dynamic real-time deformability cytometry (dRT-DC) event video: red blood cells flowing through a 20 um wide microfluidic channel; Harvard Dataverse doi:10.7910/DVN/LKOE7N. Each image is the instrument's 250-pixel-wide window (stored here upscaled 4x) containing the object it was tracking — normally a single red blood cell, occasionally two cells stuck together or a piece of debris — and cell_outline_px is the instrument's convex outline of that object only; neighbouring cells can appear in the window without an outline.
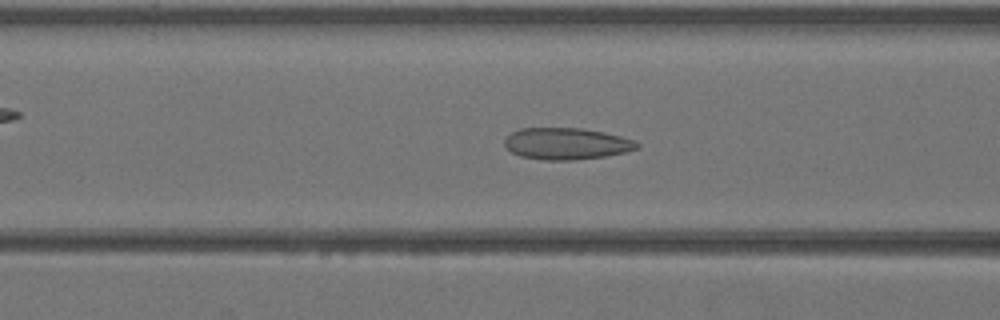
{"species": "Egyptian fruit bat (a non-hibernating species)", "species_latin": "Rousettus aegyptiacus", "temperature_condition": "warm", "stored_images_in_passage": 39, "camera_frame_rate_fps": 3000, "um_per_image_px": 0.085, "animal": {"sex": "female"}, "frame": {"image": 1, "passage_image": 13, "time_ms": 4.0, "image_size_px": [1000, 320], "cell_outline_px": [[640, 148], [624, 152], [604, 156], [576, 160], [544, 160], [520, 156], [512, 152], [504, 144], [504, 140], [512, 132], [520, 128], [584, 128], [604, 132], [636, 140], [640, 144]], "centroid_in_image_um": [48.18, 12.21], "position_along_channel_um": 118.4, "area_um2": 24.51}}
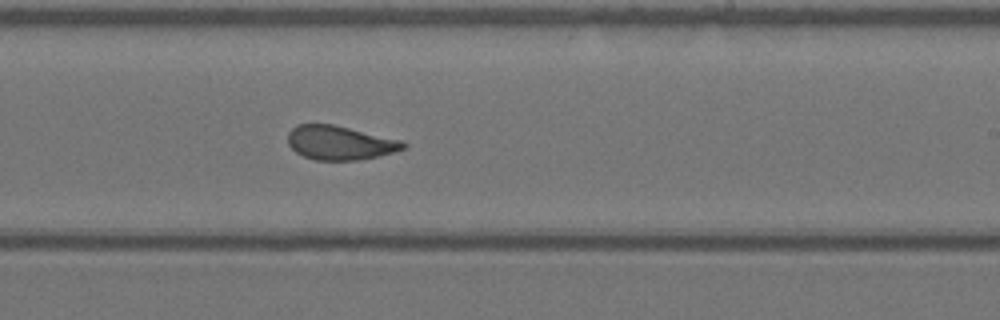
{"frame": {"image": 2, "passage_image": 22, "time_ms": 7.0, "image_size_px": [1000, 320], "cell_outline_px": [[408, 148], [376, 156], [356, 160], [316, 160], [304, 156], [296, 152], [288, 144], [288, 132], [296, 124], [332, 124], [400, 140], [408, 144]], "centroid_in_image_um": [28.87, 12.13], "position_along_channel_um": 260.1, "area_um2": 22.66}}
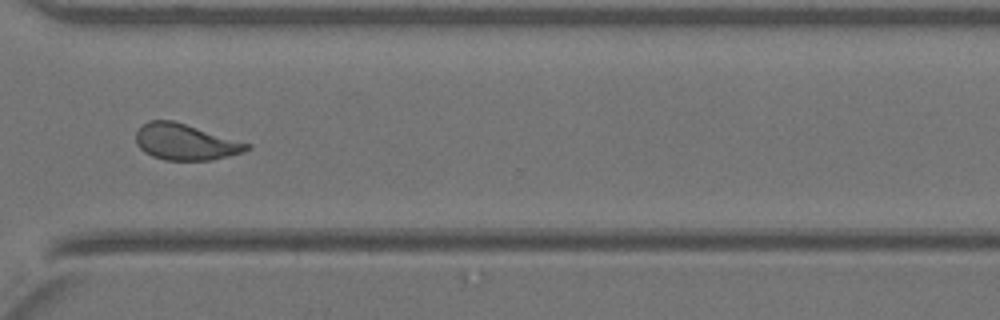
{"frame": {"image": 3, "passage_image": 28, "time_ms": 9.0, "image_size_px": [1000, 320], "cell_outline_px": [[252, 148], [244, 152], [212, 160], [164, 160], [152, 156], [144, 152], [136, 144], [136, 132], [148, 120], [172, 120], [252, 144]], "centroid_in_image_um": [15.77, 12.08], "position_along_channel_um": 354.8, "area_um2": 23.35}}